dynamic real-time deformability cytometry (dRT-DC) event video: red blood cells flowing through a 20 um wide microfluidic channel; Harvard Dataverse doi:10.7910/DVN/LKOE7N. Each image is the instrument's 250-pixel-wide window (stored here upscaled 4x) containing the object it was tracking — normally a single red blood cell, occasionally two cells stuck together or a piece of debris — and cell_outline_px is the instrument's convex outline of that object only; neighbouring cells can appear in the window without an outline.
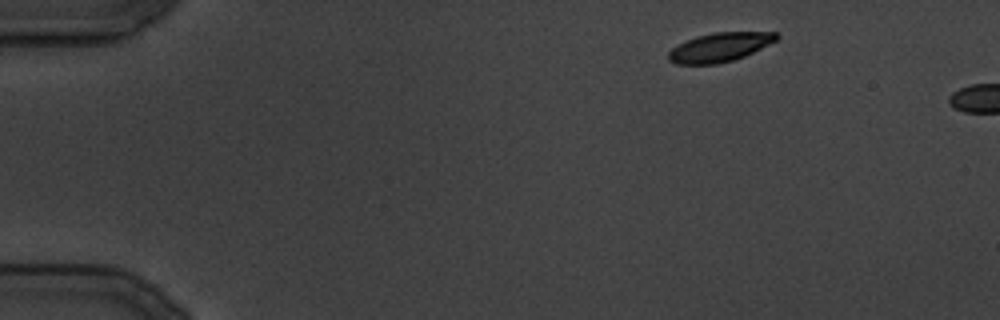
{"species": "common noctule bat (a hibernating species)", "species_latin": "Nyctalus noctula", "temperature_condition": "cold", "stored_images_in_passage": 7, "camera_frame_rate_fps": 3000, "um_per_image_px": 0.085, "animal": {"sex": "male", "body_mass_g": 19.5, "forearm_length_mm": 54.6}, "frame": {"image": 1, "passage_image": 1, "time_ms": 0.0, "image_size_px": [1000, 320], "cell_outline_px": [[780, 36], [776, 40], [744, 56], [732, 60], [716, 64], [676, 64], [668, 60], [668, 52], [672, 48], [696, 36], [716, 32], [776, 32]], "centroid_in_image_um": [61.16, 4.01], "position_along_channel_um": 23.8, "area_um2": 17.98}}